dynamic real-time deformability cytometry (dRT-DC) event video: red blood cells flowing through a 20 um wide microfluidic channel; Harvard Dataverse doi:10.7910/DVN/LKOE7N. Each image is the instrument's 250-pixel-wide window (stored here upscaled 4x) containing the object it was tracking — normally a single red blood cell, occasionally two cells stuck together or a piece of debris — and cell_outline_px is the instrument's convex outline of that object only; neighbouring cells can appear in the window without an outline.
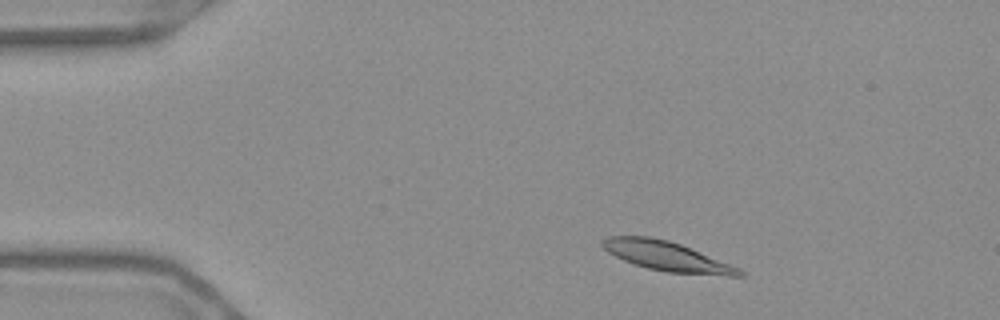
{"species": "Egyptian fruit bat (a non-hibernating species)", "species_latin": "Rousettus aegyptiacus", "temperature_condition": "warm", "stored_images_in_passage": 49, "camera_frame_rate_fps": 3000, "um_per_image_px": 0.085, "frame": {"image": 1, "passage_image": 2, "time_ms": 0.333, "image_size_px": [1000, 320], "cell_outline_px": [[708, 260], [704, 272], [680, 272], [656, 268], [640, 264], [620, 256], [640, 240], [660, 240], [676, 244]], "centroid_in_image_um": [56.56, 21.81], "position_along_channel_um": 28.4, "area_um2": 13.24}}
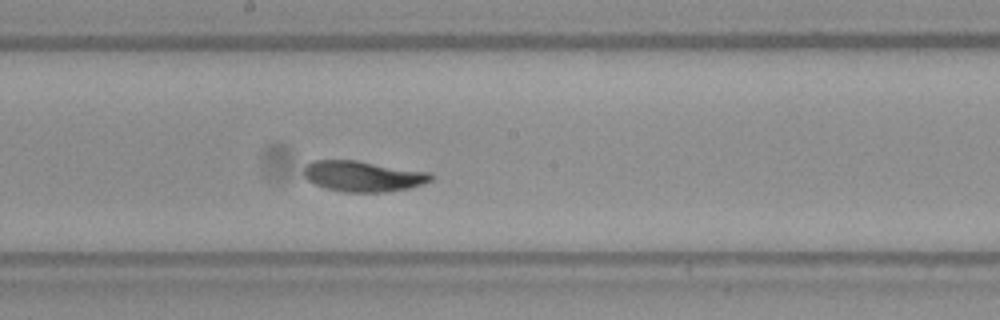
{"frame": {"image": 2, "passage_image": 23, "time_ms": 7.333, "image_size_px": [1000, 320], "cell_outline_px": [[428, 176], [424, 180], [412, 184], [388, 188], [352, 188], [332, 164], [360, 164]], "centroid_in_image_um": [31.95, 15.01], "position_along_channel_um": 216.3, "area_um2": 10.81}}
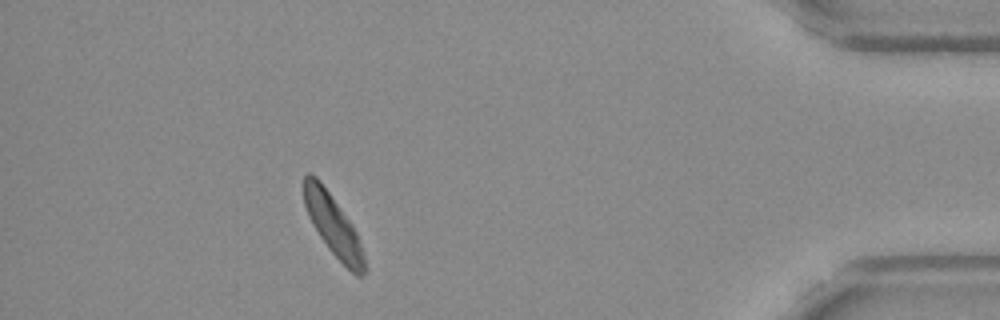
{"frame": {"image": 3, "passage_image": 43, "time_ms": 14.0, "image_size_px": [1000, 320], "cell_outline_px": [[356, 256], [348, 264], [332, 248], [320, 232], [308, 208], [304, 196], [304, 184], [308, 176], [312, 176], [324, 188], [352, 232]], "centroid_in_image_um": [27.98, 18.69], "position_along_channel_um": 407.2, "area_um2": 14.74}}